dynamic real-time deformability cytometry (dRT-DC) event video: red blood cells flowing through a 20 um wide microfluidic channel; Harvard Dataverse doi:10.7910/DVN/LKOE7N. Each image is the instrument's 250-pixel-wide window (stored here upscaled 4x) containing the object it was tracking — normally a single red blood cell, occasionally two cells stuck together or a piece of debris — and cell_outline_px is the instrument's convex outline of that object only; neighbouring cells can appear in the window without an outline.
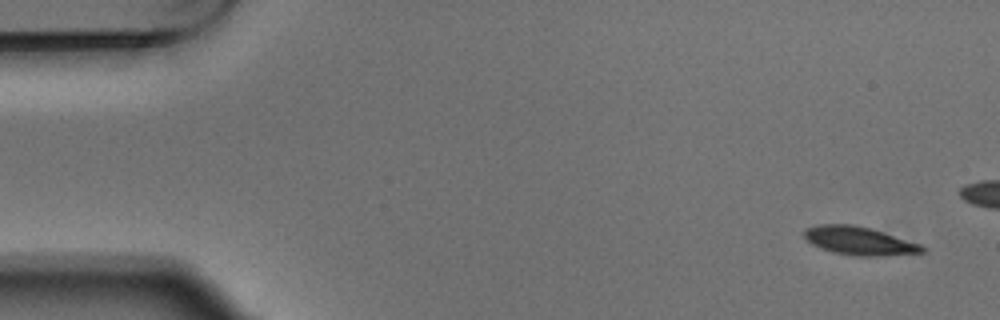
{"species": "Egyptian fruit bat (a non-hibernating species)", "species_latin": "Rousettus aegyptiacus", "temperature_condition": "warm", "stored_images_in_passage": 5, "camera_frame_rate_fps": 3000, "um_per_image_px": 0.085, "animal": {"sex": "male"}, "frame": {"image": 1, "passage_image": 1, "time_ms": 0.0, "image_size_px": [1000, 320], "cell_outline_px": [[928, 252], [880, 256], [856, 256], [836, 252], [812, 244], [804, 236], [804, 232], [808, 228], [816, 224], [852, 224], [872, 228], [920, 244], [928, 248]], "centroid_in_image_um": [73.11, 20.46], "position_along_channel_um": 11.9, "area_um2": 19.36}}